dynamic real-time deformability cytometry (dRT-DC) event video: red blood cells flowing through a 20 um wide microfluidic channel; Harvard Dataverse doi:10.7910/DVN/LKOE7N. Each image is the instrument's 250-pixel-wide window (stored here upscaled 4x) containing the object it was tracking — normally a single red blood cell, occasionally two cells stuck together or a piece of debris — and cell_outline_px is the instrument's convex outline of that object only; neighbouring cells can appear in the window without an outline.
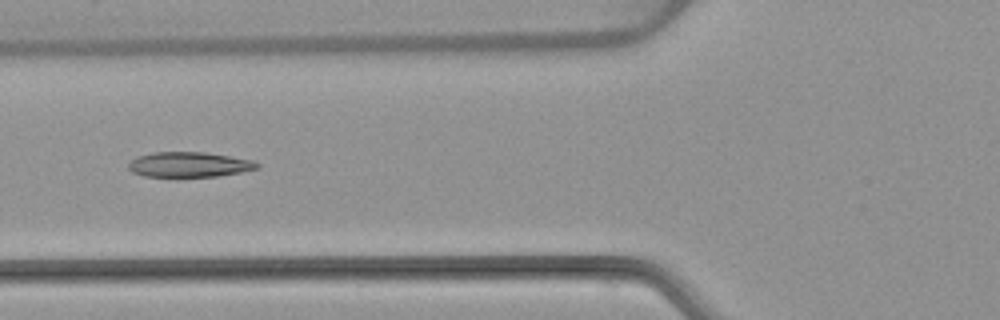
{"species": "common noctule bat (a hibernating species)", "species_latin": "Nyctalus noctula", "temperature_condition": "warm", "stored_images_in_passage": 6, "camera_frame_rate_fps": 3000, "um_per_image_px": 0.085, "animal": {"sex": "female", "body_mass_g": 22.7, "forearm_length_mm": 54.2}, "frame": {"image": 1, "passage_image": 6, "time_ms": 6.0, "image_size_px": [1000, 320], "cell_outline_px": [[260, 168], [240, 172], [216, 176], [144, 176], [132, 172], [128, 168], [128, 164], [136, 156], [152, 152], [204, 152], [256, 160], [260, 164]], "centroid_in_image_um": [16.1, 13.97], "position_along_channel_um": 109.7, "area_um2": 18.84}}